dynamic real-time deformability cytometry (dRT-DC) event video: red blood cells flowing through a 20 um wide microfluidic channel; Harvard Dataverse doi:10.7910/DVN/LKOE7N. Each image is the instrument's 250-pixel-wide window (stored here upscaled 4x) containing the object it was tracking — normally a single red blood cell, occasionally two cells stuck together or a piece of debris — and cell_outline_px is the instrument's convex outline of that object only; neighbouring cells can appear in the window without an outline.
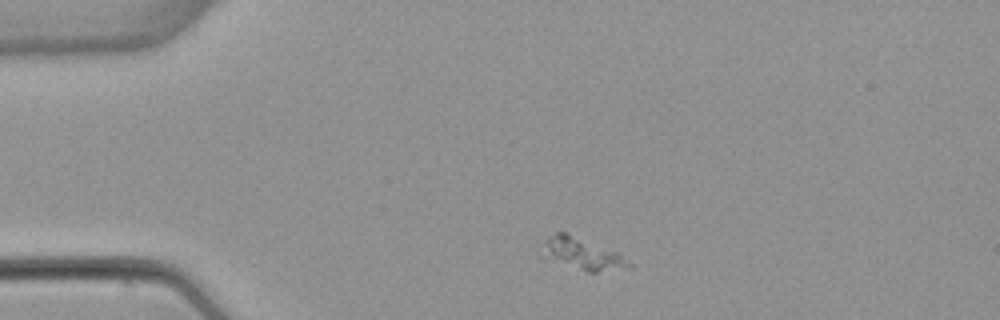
{"species": "common noctule bat (a hibernating species)", "species_latin": "Nyctalus noctula", "temperature_condition": "warm", "stored_images_in_passage": 2, "camera_frame_rate_fps": 3000, "um_per_image_px": 0.085, "animal": {"sex": "female", "body_mass_g": 22.7, "forearm_length_mm": 54.2}, "frame": {"image": 1, "passage_image": 1, "time_ms": 0.0, "image_size_px": [1000, 320], "cell_outline_px": [[632, 264], [628, 268], [596, 272], [588, 272], [552, 256], [548, 248], [548, 240], [556, 232], [564, 232], [616, 252]], "centroid_in_image_um": [49.73, 21.58], "position_along_channel_um": 35.3, "area_um2": 13.99}}